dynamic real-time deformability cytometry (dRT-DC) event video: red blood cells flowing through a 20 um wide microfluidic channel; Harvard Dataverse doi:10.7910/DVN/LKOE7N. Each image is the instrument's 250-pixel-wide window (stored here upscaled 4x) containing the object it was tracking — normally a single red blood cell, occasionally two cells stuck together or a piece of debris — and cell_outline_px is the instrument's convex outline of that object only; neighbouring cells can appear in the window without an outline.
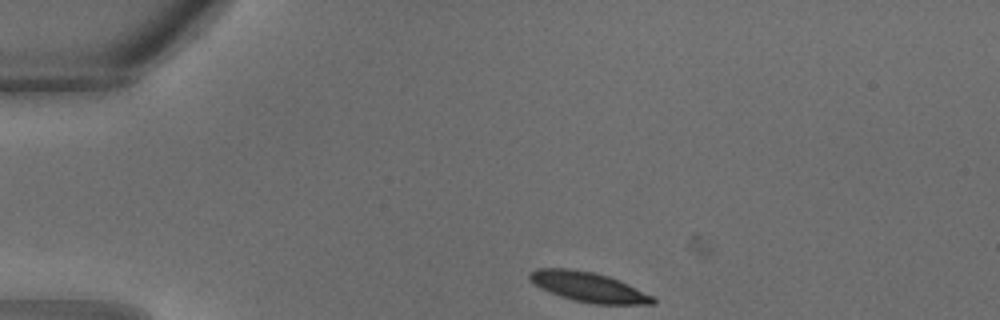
{"species": "common noctule bat (a hibernating species)", "species_latin": "Nyctalus noctula", "temperature_condition": "warm", "stored_images_in_passage": 6, "camera_frame_rate_fps": 3000, "um_per_image_px": 0.085, "animal": {"sex": "male", "body_mass_g": 18.8}, "frame": {"image": 1, "passage_image": 1, "time_ms": 0.0, "image_size_px": [1000, 320], "cell_outline_px": [[656, 304], [596, 304], [576, 300], [560, 296], [548, 292], [532, 284], [528, 280], [528, 272], [536, 268], [572, 268], [596, 272], [620, 280], [652, 296], [656, 300]], "centroid_in_image_um": [49.95, 24.37], "position_along_channel_um": 35.0, "area_um2": 21.62}}
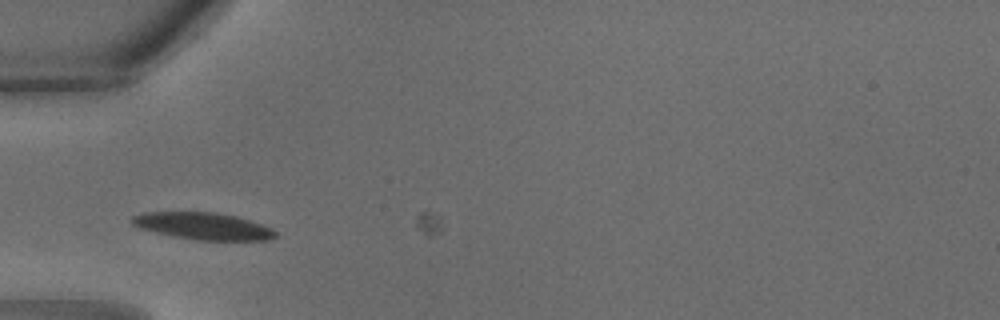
{"frame": {"image": 2, "passage_image": 5, "time_ms": 1.333, "image_size_px": [1000, 320], "cell_outline_px": [[276, 236], [268, 240], [196, 240], [172, 236], [140, 228], [132, 224], [132, 216], [140, 212], [216, 212], [236, 216], [272, 228], [276, 232]], "centroid_in_image_um": [17.24, 19.21], "position_along_channel_um": 67.8, "area_um2": 22.48}}